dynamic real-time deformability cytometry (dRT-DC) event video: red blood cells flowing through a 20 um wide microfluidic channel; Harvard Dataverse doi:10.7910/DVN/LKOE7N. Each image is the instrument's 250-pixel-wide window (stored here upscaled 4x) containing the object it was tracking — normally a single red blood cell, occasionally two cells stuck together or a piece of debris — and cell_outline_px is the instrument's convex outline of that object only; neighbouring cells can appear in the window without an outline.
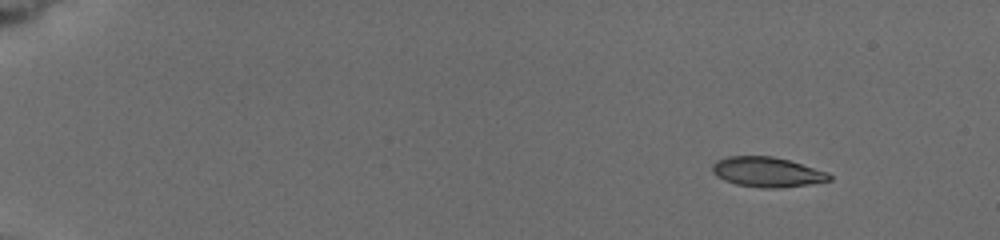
{"species": "common noctule bat (a hibernating species)", "species_latin": "Nyctalus noctula", "temperature_condition": "cold", "stored_images_in_passage": 20, "camera_frame_rate_fps": 3000, "um_per_image_px": 0.085, "animal": {"sex": "female", "body_mass_g": 19.5, "forearm_length_mm": 54.1}, "frame": {"image": 1, "passage_image": 7, "time_ms": 2.0, "image_size_px": [1000, 240], "cell_outline_px": [[832, 180], [808, 184], [776, 188], [760, 188], [736, 184], [724, 180], [716, 176], [712, 172], [712, 164], [716, 160], [728, 156], [772, 156], [788, 160], [828, 172], [832, 176]], "centroid_in_image_um": [65.18, 14.62], "position_along_channel_um": 19.8, "area_um2": 20.4}}
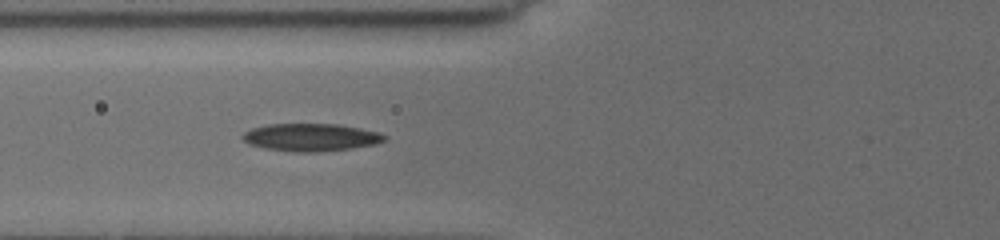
{"frame": {"image": 2, "passage_image": 18, "time_ms": 7.667, "image_size_px": [1000, 240], "cell_outline_px": [[388, 140], [376, 144], [352, 148], [316, 152], [292, 152], [264, 148], [248, 144], [240, 136], [244, 132], [252, 128], [268, 124], [340, 124], [380, 132], [388, 136]], "centroid_in_image_um": [26.45, 11.67], "position_along_channel_um": 99.3, "area_um2": 23.12}}
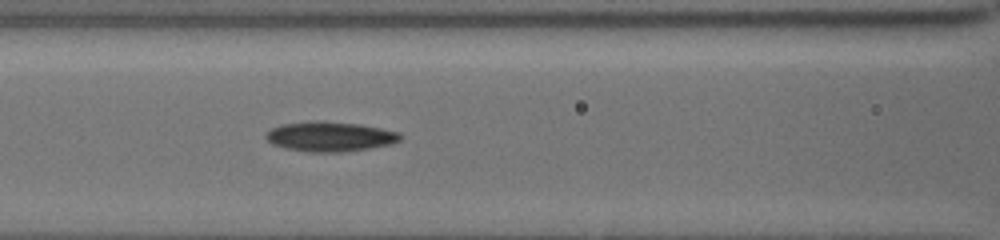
{"frame": {"image": 3, "passage_image": 20, "time_ms": 8.667, "image_size_px": [1000, 240], "cell_outline_px": [[404, 136], [400, 140], [392, 144], [372, 148], [340, 152], [308, 152], [284, 148], [272, 144], [264, 136], [272, 128], [280, 124], [316, 120], [360, 124], [400, 132]], "centroid_in_image_um": [28.07, 11.6], "position_along_channel_um": 138.5, "area_um2": 23.58}}